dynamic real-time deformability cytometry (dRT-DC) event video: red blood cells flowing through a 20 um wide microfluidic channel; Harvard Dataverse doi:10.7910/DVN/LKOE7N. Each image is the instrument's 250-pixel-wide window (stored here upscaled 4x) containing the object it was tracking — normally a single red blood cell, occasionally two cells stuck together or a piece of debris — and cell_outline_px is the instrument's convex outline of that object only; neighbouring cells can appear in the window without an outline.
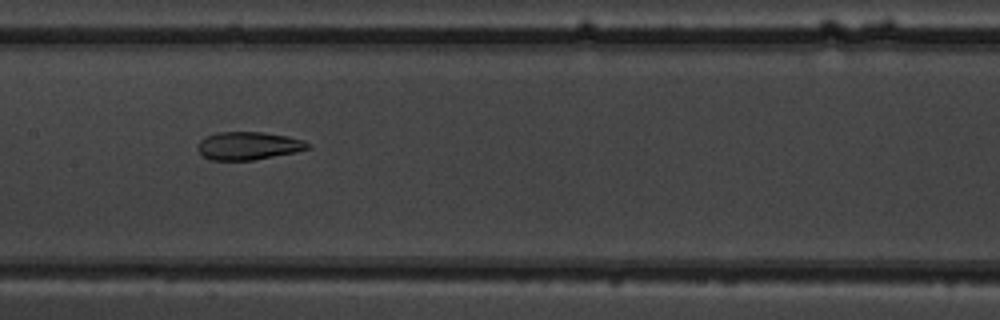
{"species": "common noctule bat (a hibernating species)", "species_latin": "Nyctalus noctula", "temperature_condition": "warm", "stored_images_in_passage": 8, "camera_frame_rate_fps": 3000, "um_per_image_px": 0.085, "animal": {"sex": "male", "body_mass_g": 19.5, "forearm_length_mm": 54.6}, "frame": {"image": 1, "passage_image": 6, "time_ms": 7.333, "image_size_px": [1000, 320], "cell_outline_px": [[312, 148], [296, 152], [252, 160], [212, 160], [204, 156], [196, 148], [200, 140], [204, 136], [216, 132], [264, 132], [288, 136], [304, 140], [312, 144]], "centroid_in_image_um": [21.14, 12.38], "position_along_channel_um": 186.3, "area_um2": 18.15}}
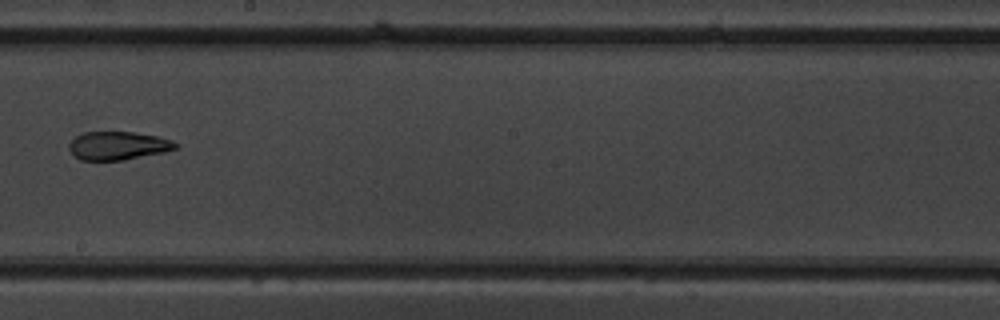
{"frame": {"image": 2, "passage_image": 7, "time_ms": 8.667, "image_size_px": [1000, 320], "cell_outline_px": [[180, 148], [164, 152], [124, 160], [80, 160], [68, 148], [68, 144], [76, 136], [84, 132], [132, 132], [156, 136], [172, 140], [180, 144]], "centroid_in_image_um": [10.07, 12.38], "position_along_channel_um": 238.1, "area_um2": 17.63}}
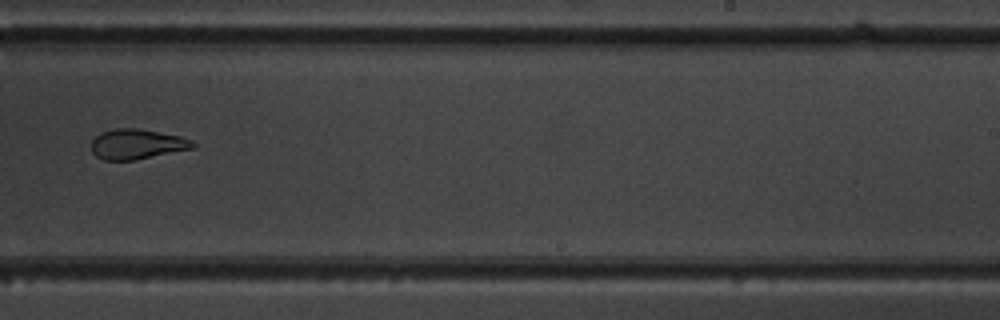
{"frame": {"image": 3, "passage_image": 8, "time_ms": 9.667, "image_size_px": [1000, 320], "cell_outline_px": [[196, 148], [136, 160], [104, 160], [96, 156], [92, 152], [92, 140], [100, 132], [116, 128], [140, 128], [180, 136], [192, 140], [196, 144]], "centroid_in_image_um": [11.67, 12.25], "position_along_channel_um": 277.3, "area_um2": 18.03}}